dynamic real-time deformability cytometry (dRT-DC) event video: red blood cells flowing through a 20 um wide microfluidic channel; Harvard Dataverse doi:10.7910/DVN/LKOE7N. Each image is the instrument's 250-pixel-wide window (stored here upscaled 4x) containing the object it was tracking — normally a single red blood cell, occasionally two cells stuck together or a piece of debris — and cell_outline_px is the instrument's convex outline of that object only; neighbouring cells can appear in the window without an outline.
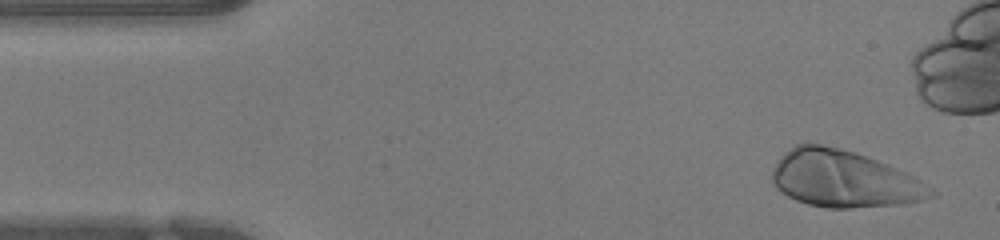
{"species": "human", "species_latin": "Homo sapiens", "temperature_condition": "warm", "stored_images_in_passage": 40, "camera_frame_rate_fps": 3000, "um_per_image_px": 0.085, "donor": {"sex": "female"}, "frame": {"image": 1, "passage_image": 2, "time_ms": 0.333, "image_size_px": [1000, 240], "cell_outline_px": [[940, 192], [936, 196], [904, 204], [852, 208], [828, 208], [808, 204], [796, 200], [788, 196], [776, 188], [772, 180], [772, 168], [780, 156], [784, 152], [796, 144], [808, 140], [812, 140], [856, 152], [888, 164], [908, 172]], "centroid_in_image_um": [71.74, 15.18], "position_along_channel_um": 13.3, "area_um2": 53.7}}
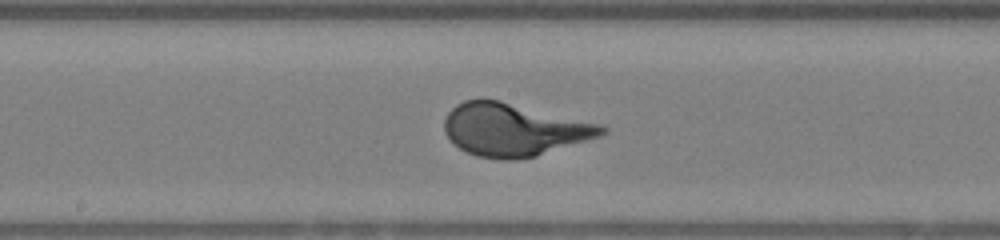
{"frame": {"image": 2, "passage_image": 24, "time_ms": 7.667, "image_size_px": [1000, 240], "cell_outline_px": [[608, 132], [600, 136], [536, 156], [512, 160], [500, 160], [476, 156], [460, 148], [444, 132], [444, 120], [448, 112], [456, 104], [464, 100], [500, 100], [600, 124], [608, 128]], "centroid_in_image_um": [43.67, 11.03], "position_along_channel_um": 204.5, "area_um2": 47.97}}
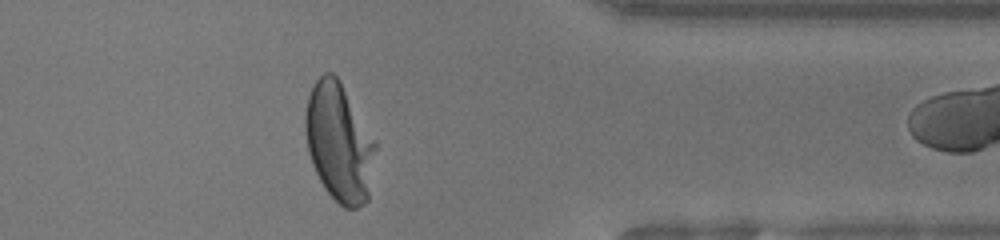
{"frame": {"image": 3, "passage_image": 39, "time_ms": 12.667, "image_size_px": [1000, 240], "cell_outline_px": [[376, 148], [368, 200], [364, 204], [356, 208], [344, 208], [324, 188], [312, 164], [308, 152], [304, 132], [304, 116], [308, 96], [316, 80], [324, 72], [332, 72], [340, 80], [376, 140]], "centroid_in_image_um": [28.82, 12.09], "position_along_channel_um": 382.6, "area_um2": 48.67}}